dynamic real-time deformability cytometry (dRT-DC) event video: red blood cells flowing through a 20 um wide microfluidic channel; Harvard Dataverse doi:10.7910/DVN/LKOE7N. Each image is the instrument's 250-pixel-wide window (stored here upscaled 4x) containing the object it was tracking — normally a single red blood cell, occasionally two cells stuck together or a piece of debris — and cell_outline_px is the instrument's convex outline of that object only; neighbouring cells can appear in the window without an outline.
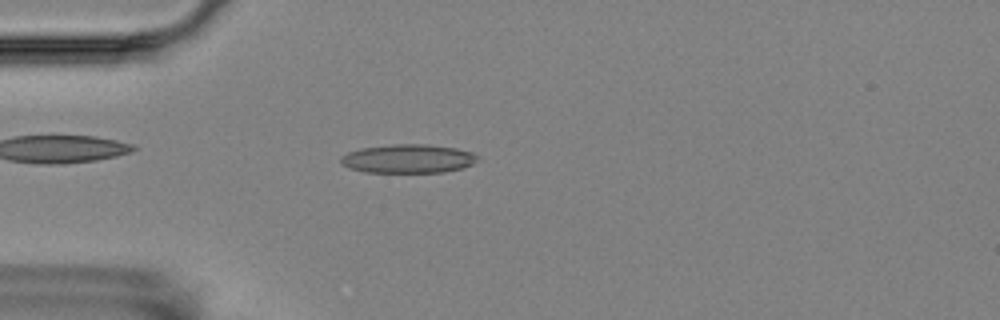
{"species": "Egyptian fruit bat (a non-hibernating species)", "species_latin": "Rousettus aegyptiacus", "temperature_condition": "room temperature", "stored_images_in_passage": 4, "camera_frame_rate_fps": 3000, "um_per_image_px": 0.085, "animal": {"sex": "female"}, "frame": {"image": 1, "passage_image": 4, "time_ms": 3.333, "image_size_px": [1000, 320], "cell_outline_px": [[480, 160], [464, 168], [444, 172], [364, 172], [348, 168], [340, 164], [340, 156], [348, 152], [360, 148], [392, 144], [428, 144], [456, 148], [472, 152], [480, 156]], "centroid_in_image_um": [34.7, 13.49], "position_along_channel_um": 50.3, "area_um2": 23.29}}